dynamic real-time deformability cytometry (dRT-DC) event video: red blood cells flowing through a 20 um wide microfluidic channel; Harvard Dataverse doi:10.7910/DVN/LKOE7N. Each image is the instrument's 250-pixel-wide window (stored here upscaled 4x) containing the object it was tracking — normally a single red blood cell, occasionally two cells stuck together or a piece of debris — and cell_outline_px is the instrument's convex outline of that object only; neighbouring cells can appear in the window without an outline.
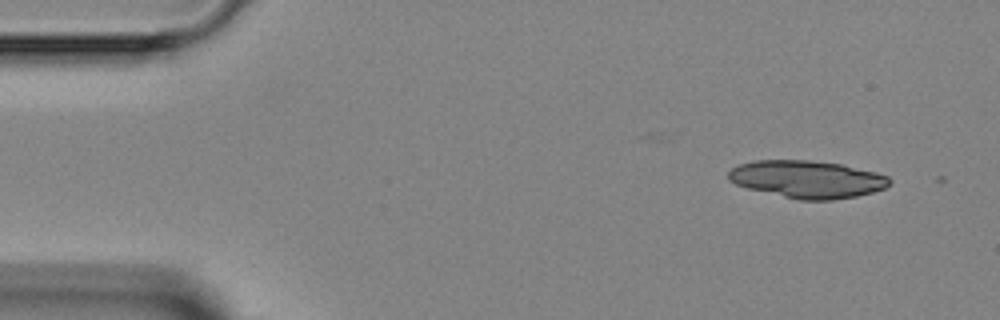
{"species": "Egyptian fruit bat (a non-hibernating species)", "species_latin": "Rousettus aegyptiacus", "temperature_condition": "room temperature", "stored_images_in_passage": 2, "camera_frame_rate_fps": 3000, "um_per_image_px": 0.085, "animal": {"sex": "female"}, "frame": {"image": 1, "passage_image": 1, "time_ms": 0.0, "image_size_px": [1000, 320], "cell_outline_px": [[892, 180], [884, 188], [872, 192], [856, 196], [832, 200], [800, 200], [748, 188], [736, 184], [728, 180], [728, 172], [732, 168], [740, 164], [752, 160], [808, 160], [840, 164], [876, 172], [888, 176]], "centroid_in_image_um": [68.6, 15.23], "position_along_channel_um": 16.4, "area_um2": 34.97}}